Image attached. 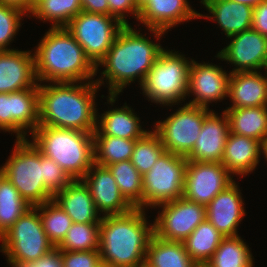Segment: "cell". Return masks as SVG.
<instances>
[{
  "label": "cell",
  "mask_w": 267,
  "mask_h": 267,
  "mask_svg": "<svg viewBox=\"0 0 267 267\" xmlns=\"http://www.w3.org/2000/svg\"><path fill=\"white\" fill-rule=\"evenodd\" d=\"M39 126V88L0 93V130L26 139ZM28 130V131H27Z\"/></svg>",
  "instance_id": "13"
},
{
  "label": "cell",
  "mask_w": 267,
  "mask_h": 267,
  "mask_svg": "<svg viewBox=\"0 0 267 267\" xmlns=\"http://www.w3.org/2000/svg\"><path fill=\"white\" fill-rule=\"evenodd\" d=\"M251 28L267 37V0L254 7Z\"/></svg>",
  "instance_id": "43"
},
{
  "label": "cell",
  "mask_w": 267,
  "mask_h": 267,
  "mask_svg": "<svg viewBox=\"0 0 267 267\" xmlns=\"http://www.w3.org/2000/svg\"><path fill=\"white\" fill-rule=\"evenodd\" d=\"M0 3L18 6L28 13L33 7V3L30 0H0Z\"/></svg>",
  "instance_id": "45"
},
{
  "label": "cell",
  "mask_w": 267,
  "mask_h": 267,
  "mask_svg": "<svg viewBox=\"0 0 267 267\" xmlns=\"http://www.w3.org/2000/svg\"><path fill=\"white\" fill-rule=\"evenodd\" d=\"M53 200L75 223H100L101 221L102 216L95 207L89 187L82 179L72 180L53 196Z\"/></svg>",
  "instance_id": "23"
},
{
  "label": "cell",
  "mask_w": 267,
  "mask_h": 267,
  "mask_svg": "<svg viewBox=\"0 0 267 267\" xmlns=\"http://www.w3.org/2000/svg\"><path fill=\"white\" fill-rule=\"evenodd\" d=\"M0 242V252L8 264L36 261L55 248L43 229L39 205L30 207L0 237Z\"/></svg>",
  "instance_id": "8"
},
{
  "label": "cell",
  "mask_w": 267,
  "mask_h": 267,
  "mask_svg": "<svg viewBox=\"0 0 267 267\" xmlns=\"http://www.w3.org/2000/svg\"><path fill=\"white\" fill-rule=\"evenodd\" d=\"M238 184L234 181L206 206V219L224 236H239L238 226L246 212Z\"/></svg>",
  "instance_id": "19"
},
{
  "label": "cell",
  "mask_w": 267,
  "mask_h": 267,
  "mask_svg": "<svg viewBox=\"0 0 267 267\" xmlns=\"http://www.w3.org/2000/svg\"><path fill=\"white\" fill-rule=\"evenodd\" d=\"M96 267H106L102 262H100Z\"/></svg>",
  "instance_id": "50"
},
{
  "label": "cell",
  "mask_w": 267,
  "mask_h": 267,
  "mask_svg": "<svg viewBox=\"0 0 267 267\" xmlns=\"http://www.w3.org/2000/svg\"><path fill=\"white\" fill-rule=\"evenodd\" d=\"M222 113L220 117L212 110L204 118L195 146L186 156L188 161L221 163L226 140L230 133L228 117L224 111Z\"/></svg>",
  "instance_id": "21"
},
{
  "label": "cell",
  "mask_w": 267,
  "mask_h": 267,
  "mask_svg": "<svg viewBox=\"0 0 267 267\" xmlns=\"http://www.w3.org/2000/svg\"><path fill=\"white\" fill-rule=\"evenodd\" d=\"M3 176L19 191L32 207L53 199L44 186V155L27 138L16 139L12 154L6 160Z\"/></svg>",
  "instance_id": "6"
},
{
  "label": "cell",
  "mask_w": 267,
  "mask_h": 267,
  "mask_svg": "<svg viewBox=\"0 0 267 267\" xmlns=\"http://www.w3.org/2000/svg\"><path fill=\"white\" fill-rule=\"evenodd\" d=\"M164 151L159 135L155 131L149 130L143 137L135 141L130 161L143 176Z\"/></svg>",
  "instance_id": "37"
},
{
  "label": "cell",
  "mask_w": 267,
  "mask_h": 267,
  "mask_svg": "<svg viewBox=\"0 0 267 267\" xmlns=\"http://www.w3.org/2000/svg\"><path fill=\"white\" fill-rule=\"evenodd\" d=\"M99 229L100 223L73 222L57 248L66 251L99 250Z\"/></svg>",
  "instance_id": "36"
},
{
  "label": "cell",
  "mask_w": 267,
  "mask_h": 267,
  "mask_svg": "<svg viewBox=\"0 0 267 267\" xmlns=\"http://www.w3.org/2000/svg\"><path fill=\"white\" fill-rule=\"evenodd\" d=\"M32 206L4 176L0 179V237Z\"/></svg>",
  "instance_id": "33"
},
{
  "label": "cell",
  "mask_w": 267,
  "mask_h": 267,
  "mask_svg": "<svg viewBox=\"0 0 267 267\" xmlns=\"http://www.w3.org/2000/svg\"><path fill=\"white\" fill-rule=\"evenodd\" d=\"M81 11L80 0H37L33 3L29 18L49 21L52 28H60L66 27Z\"/></svg>",
  "instance_id": "30"
},
{
  "label": "cell",
  "mask_w": 267,
  "mask_h": 267,
  "mask_svg": "<svg viewBox=\"0 0 267 267\" xmlns=\"http://www.w3.org/2000/svg\"><path fill=\"white\" fill-rule=\"evenodd\" d=\"M144 209L103 216L99 229V255L106 267H142L154 234ZM146 217V218H145Z\"/></svg>",
  "instance_id": "3"
},
{
  "label": "cell",
  "mask_w": 267,
  "mask_h": 267,
  "mask_svg": "<svg viewBox=\"0 0 267 267\" xmlns=\"http://www.w3.org/2000/svg\"><path fill=\"white\" fill-rule=\"evenodd\" d=\"M229 74L212 63H198L192 59L189 70L187 96L194 95L187 104L209 108V103L228 97Z\"/></svg>",
  "instance_id": "16"
},
{
  "label": "cell",
  "mask_w": 267,
  "mask_h": 267,
  "mask_svg": "<svg viewBox=\"0 0 267 267\" xmlns=\"http://www.w3.org/2000/svg\"><path fill=\"white\" fill-rule=\"evenodd\" d=\"M12 267H63L61 251L55 247L49 253L33 262H17Z\"/></svg>",
  "instance_id": "42"
},
{
  "label": "cell",
  "mask_w": 267,
  "mask_h": 267,
  "mask_svg": "<svg viewBox=\"0 0 267 267\" xmlns=\"http://www.w3.org/2000/svg\"><path fill=\"white\" fill-rule=\"evenodd\" d=\"M89 187L95 207L104 216L123 215L134 209L124 198L107 167L93 164L82 178Z\"/></svg>",
  "instance_id": "18"
},
{
  "label": "cell",
  "mask_w": 267,
  "mask_h": 267,
  "mask_svg": "<svg viewBox=\"0 0 267 267\" xmlns=\"http://www.w3.org/2000/svg\"><path fill=\"white\" fill-rule=\"evenodd\" d=\"M123 27L124 25L113 16L81 11L65 28L96 67Z\"/></svg>",
  "instance_id": "10"
},
{
  "label": "cell",
  "mask_w": 267,
  "mask_h": 267,
  "mask_svg": "<svg viewBox=\"0 0 267 267\" xmlns=\"http://www.w3.org/2000/svg\"><path fill=\"white\" fill-rule=\"evenodd\" d=\"M133 28L126 25L120 30L109 51L96 66V76L100 71L98 67H105L95 82L99 87L105 84L104 80L108 82L107 103L111 106L133 81L139 80L141 87L159 54L165 49Z\"/></svg>",
  "instance_id": "1"
},
{
  "label": "cell",
  "mask_w": 267,
  "mask_h": 267,
  "mask_svg": "<svg viewBox=\"0 0 267 267\" xmlns=\"http://www.w3.org/2000/svg\"><path fill=\"white\" fill-rule=\"evenodd\" d=\"M39 214L49 241L57 247L73 224L72 219L53 199L39 205Z\"/></svg>",
  "instance_id": "35"
},
{
  "label": "cell",
  "mask_w": 267,
  "mask_h": 267,
  "mask_svg": "<svg viewBox=\"0 0 267 267\" xmlns=\"http://www.w3.org/2000/svg\"><path fill=\"white\" fill-rule=\"evenodd\" d=\"M148 0H136L137 5L139 8H141L144 4L147 3Z\"/></svg>",
  "instance_id": "48"
},
{
  "label": "cell",
  "mask_w": 267,
  "mask_h": 267,
  "mask_svg": "<svg viewBox=\"0 0 267 267\" xmlns=\"http://www.w3.org/2000/svg\"><path fill=\"white\" fill-rule=\"evenodd\" d=\"M2 176H3V168H2V166L0 167V179L2 178Z\"/></svg>",
  "instance_id": "49"
},
{
  "label": "cell",
  "mask_w": 267,
  "mask_h": 267,
  "mask_svg": "<svg viewBox=\"0 0 267 267\" xmlns=\"http://www.w3.org/2000/svg\"><path fill=\"white\" fill-rule=\"evenodd\" d=\"M39 88L35 57L30 51H0V93Z\"/></svg>",
  "instance_id": "20"
},
{
  "label": "cell",
  "mask_w": 267,
  "mask_h": 267,
  "mask_svg": "<svg viewBox=\"0 0 267 267\" xmlns=\"http://www.w3.org/2000/svg\"><path fill=\"white\" fill-rule=\"evenodd\" d=\"M60 251L63 267H96L101 262L99 250Z\"/></svg>",
  "instance_id": "40"
},
{
  "label": "cell",
  "mask_w": 267,
  "mask_h": 267,
  "mask_svg": "<svg viewBox=\"0 0 267 267\" xmlns=\"http://www.w3.org/2000/svg\"><path fill=\"white\" fill-rule=\"evenodd\" d=\"M93 138L95 164L106 167L131 159L136 140L115 136H93Z\"/></svg>",
  "instance_id": "34"
},
{
  "label": "cell",
  "mask_w": 267,
  "mask_h": 267,
  "mask_svg": "<svg viewBox=\"0 0 267 267\" xmlns=\"http://www.w3.org/2000/svg\"><path fill=\"white\" fill-rule=\"evenodd\" d=\"M82 11L109 15L108 0H80Z\"/></svg>",
  "instance_id": "44"
},
{
  "label": "cell",
  "mask_w": 267,
  "mask_h": 267,
  "mask_svg": "<svg viewBox=\"0 0 267 267\" xmlns=\"http://www.w3.org/2000/svg\"><path fill=\"white\" fill-rule=\"evenodd\" d=\"M72 180L60 165L49 157L44 156V186L53 195L63 190Z\"/></svg>",
  "instance_id": "39"
},
{
  "label": "cell",
  "mask_w": 267,
  "mask_h": 267,
  "mask_svg": "<svg viewBox=\"0 0 267 267\" xmlns=\"http://www.w3.org/2000/svg\"><path fill=\"white\" fill-rule=\"evenodd\" d=\"M230 73L228 97L232 108L258 107L267 105V70Z\"/></svg>",
  "instance_id": "22"
},
{
  "label": "cell",
  "mask_w": 267,
  "mask_h": 267,
  "mask_svg": "<svg viewBox=\"0 0 267 267\" xmlns=\"http://www.w3.org/2000/svg\"><path fill=\"white\" fill-rule=\"evenodd\" d=\"M109 15L115 17L124 26L130 25L126 16L132 14L134 18L138 20L140 8L137 5L136 0H108ZM127 13V15H126Z\"/></svg>",
  "instance_id": "41"
},
{
  "label": "cell",
  "mask_w": 267,
  "mask_h": 267,
  "mask_svg": "<svg viewBox=\"0 0 267 267\" xmlns=\"http://www.w3.org/2000/svg\"><path fill=\"white\" fill-rule=\"evenodd\" d=\"M145 267H198L181 241H167L152 235L145 255Z\"/></svg>",
  "instance_id": "27"
},
{
  "label": "cell",
  "mask_w": 267,
  "mask_h": 267,
  "mask_svg": "<svg viewBox=\"0 0 267 267\" xmlns=\"http://www.w3.org/2000/svg\"><path fill=\"white\" fill-rule=\"evenodd\" d=\"M212 110L184 104L166 119L156 121L154 131L159 135L165 151L187 156L194 148L204 118Z\"/></svg>",
  "instance_id": "11"
},
{
  "label": "cell",
  "mask_w": 267,
  "mask_h": 267,
  "mask_svg": "<svg viewBox=\"0 0 267 267\" xmlns=\"http://www.w3.org/2000/svg\"><path fill=\"white\" fill-rule=\"evenodd\" d=\"M199 14L188 0H148L140 8L138 22L144 24L158 41L170 28L199 19Z\"/></svg>",
  "instance_id": "17"
},
{
  "label": "cell",
  "mask_w": 267,
  "mask_h": 267,
  "mask_svg": "<svg viewBox=\"0 0 267 267\" xmlns=\"http://www.w3.org/2000/svg\"><path fill=\"white\" fill-rule=\"evenodd\" d=\"M233 182V175L222 163L188 161L183 197L207 206L217 194Z\"/></svg>",
  "instance_id": "14"
},
{
  "label": "cell",
  "mask_w": 267,
  "mask_h": 267,
  "mask_svg": "<svg viewBox=\"0 0 267 267\" xmlns=\"http://www.w3.org/2000/svg\"><path fill=\"white\" fill-rule=\"evenodd\" d=\"M99 88L95 81L39 83V125L93 133Z\"/></svg>",
  "instance_id": "2"
},
{
  "label": "cell",
  "mask_w": 267,
  "mask_h": 267,
  "mask_svg": "<svg viewBox=\"0 0 267 267\" xmlns=\"http://www.w3.org/2000/svg\"><path fill=\"white\" fill-rule=\"evenodd\" d=\"M134 112L126 102L120 108H110L101 115L97 112L96 130L93 136H115L128 140L143 137L148 131L142 129L140 118Z\"/></svg>",
  "instance_id": "26"
},
{
  "label": "cell",
  "mask_w": 267,
  "mask_h": 267,
  "mask_svg": "<svg viewBox=\"0 0 267 267\" xmlns=\"http://www.w3.org/2000/svg\"><path fill=\"white\" fill-rule=\"evenodd\" d=\"M261 142L250 137L229 133L221 163L232 175L245 177L260 162Z\"/></svg>",
  "instance_id": "25"
},
{
  "label": "cell",
  "mask_w": 267,
  "mask_h": 267,
  "mask_svg": "<svg viewBox=\"0 0 267 267\" xmlns=\"http://www.w3.org/2000/svg\"><path fill=\"white\" fill-rule=\"evenodd\" d=\"M154 235L167 241H184L206 219V206L184 197L157 206Z\"/></svg>",
  "instance_id": "12"
},
{
  "label": "cell",
  "mask_w": 267,
  "mask_h": 267,
  "mask_svg": "<svg viewBox=\"0 0 267 267\" xmlns=\"http://www.w3.org/2000/svg\"><path fill=\"white\" fill-rule=\"evenodd\" d=\"M261 155H264L263 157L266 159L267 161V135L263 138V140L261 141Z\"/></svg>",
  "instance_id": "47"
},
{
  "label": "cell",
  "mask_w": 267,
  "mask_h": 267,
  "mask_svg": "<svg viewBox=\"0 0 267 267\" xmlns=\"http://www.w3.org/2000/svg\"><path fill=\"white\" fill-rule=\"evenodd\" d=\"M241 236L224 237L206 267H253L251 248Z\"/></svg>",
  "instance_id": "31"
},
{
  "label": "cell",
  "mask_w": 267,
  "mask_h": 267,
  "mask_svg": "<svg viewBox=\"0 0 267 267\" xmlns=\"http://www.w3.org/2000/svg\"><path fill=\"white\" fill-rule=\"evenodd\" d=\"M223 238L224 236L205 219L182 242L190 258L198 266H204L217 250Z\"/></svg>",
  "instance_id": "29"
},
{
  "label": "cell",
  "mask_w": 267,
  "mask_h": 267,
  "mask_svg": "<svg viewBox=\"0 0 267 267\" xmlns=\"http://www.w3.org/2000/svg\"><path fill=\"white\" fill-rule=\"evenodd\" d=\"M230 133L262 141L267 135V105L225 109Z\"/></svg>",
  "instance_id": "28"
},
{
  "label": "cell",
  "mask_w": 267,
  "mask_h": 267,
  "mask_svg": "<svg viewBox=\"0 0 267 267\" xmlns=\"http://www.w3.org/2000/svg\"><path fill=\"white\" fill-rule=\"evenodd\" d=\"M201 4L209 15L199 14V18H207L217 22L226 37L241 33L252 26V7L231 0H201Z\"/></svg>",
  "instance_id": "24"
},
{
  "label": "cell",
  "mask_w": 267,
  "mask_h": 267,
  "mask_svg": "<svg viewBox=\"0 0 267 267\" xmlns=\"http://www.w3.org/2000/svg\"><path fill=\"white\" fill-rule=\"evenodd\" d=\"M216 58L234 66L230 73L267 70V37L253 28L234 34Z\"/></svg>",
  "instance_id": "15"
},
{
  "label": "cell",
  "mask_w": 267,
  "mask_h": 267,
  "mask_svg": "<svg viewBox=\"0 0 267 267\" xmlns=\"http://www.w3.org/2000/svg\"><path fill=\"white\" fill-rule=\"evenodd\" d=\"M189 61L185 55L164 49L147 74L140 89L152 103L175 106L187 97Z\"/></svg>",
  "instance_id": "7"
},
{
  "label": "cell",
  "mask_w": 267,
  "mask_h": 267,
  "mask_svg": "<svg viewBox=\"0 0 267 267\" xmlns=\"http://www.w3.org/2000/svg\"><path fill=\"white\" fill-rule=\"evenodd\" d=\"M34 50L35 73L41 84L95 81L96 67L65 27H50Z\"/></svg>",
  "instance_id": "4"
},
{
  "label": "cell",
  "mask_w": 267,
  "mask_h": 267,
  "mask_svg": "<svg viewBox=\"0 0 267 267\" xmlns=\"http://www.w3.org/2000/svg\"><path fill=\"white\" fill-rule=\"evenodd\" d=\"M187 158L164 151L152 168L142 176V209L183 197Z\"/></svg>",
  "instance_id": "9"
},
{
  "label": "cell",
  "mask_w": 267,
  "mask_h": 267,
  "mask_svg": "<svg viewBox=\"0 0 267 267\" xmlns=\"http://www.w3.org/2000/svg\"><path fill=\"white\" fill-rule=\"evenodd\" d=\"M237 3H242L245 5H248L252 8L258 6L261 2L265 1V0H231Z\"/></svg>",
  "instance_id": "46"
},
{
  "label": "cell",
  "mask_w": 267,
  "mask_h": 267,
  "mask_svg": "<svg viewBox=\"0 0 267 267\" xmlns=\"http://www.w3.org/2000/svg\"><path fill=\"white\" fill-rule=\"evenodd\" d=\"M120 189L124 198L134 207L142 209L143 183L142 175L130 160L106 166Z\"/></svg>",
  "instance_id": "32"
},
{
  "label": "cell",
  "mask_w": 267,
  "mask_h": 267,
  "mask_svg": "<svg viewBox=\"0 0 267 267\" xmlns=\"http://www.w3.org/2000/svg\"><path fill=\"white\" fill-rule=\"evenodd\" d=\"M28 12L18 6L0 3V51L14 50L8 48L21 27L23 16Z\"/></svg>",
  "instance_id": "38"
},
{
  "label": "cell",
  "mask_w": 267,
  "mask_h": 267,
  "mask_svg": "<svg viewBox=\"0 0 267 267\" xmlns=\"http://www.w3.org/2000/svg\"><path fill=\"white\" fill-rule=\"evenodd\" d=\"M32 143L54 160L73 179H82L94 164L93 133L39 125L31 133Z\"/></svg>",
  "instance_id": "5"
}]
</instances>
